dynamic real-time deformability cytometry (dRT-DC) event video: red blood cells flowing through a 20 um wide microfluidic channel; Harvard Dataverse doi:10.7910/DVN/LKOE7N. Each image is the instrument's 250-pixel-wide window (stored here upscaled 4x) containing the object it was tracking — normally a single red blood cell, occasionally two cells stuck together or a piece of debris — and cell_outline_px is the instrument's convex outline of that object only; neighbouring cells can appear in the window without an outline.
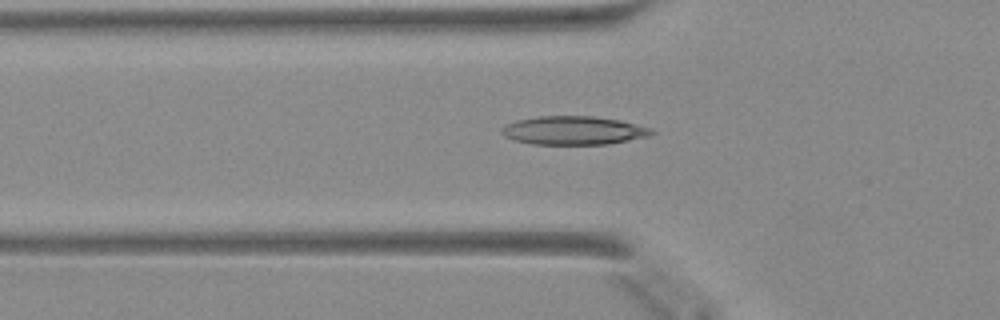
{"species": "Egyptian fruit bat (a non-hibernating species)", "species_latin": "Rousettus aegyptiacus", "temperature_condition": "warm", "stored_images_in_passage": 33, "camera_frame_rate_fps": 3000, "um_per_image_px": 0.085, "animal": {"sex": "female"}, "frame": {"image": 1, "passage_image": 2, "time_ms": 0.333, "image_size_px": [1000, 320], "cell_outline_px": [[656, 132], [648, 136], [608, 144], [532, 144], [512, 140], [504, 136], [500, 132], [500, 128], [504, 124], [516, 120], [540, 116], [592, 116], [620, 120], [648, 128]], "centroid_in_image_um": [48.67, 11.09], "position_along_channel_um": 77.1, "area_um2": 24.91}}
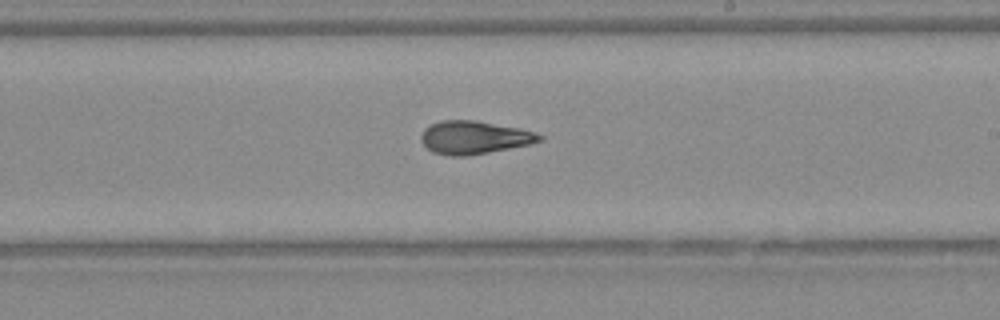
{"frame": {"image": 2, "passage_image": 14, "time_ms": 4.333, "image_size_px": [1000, 320], "cell_outline_px": [[544, 140], [528, 144], [468, 156], [448, 156], [432, 152], [420, 140], [420, 136], [424, 128], [440, 120], [476, 120], [520, 128], [544, 136]], "centroid_in_image_um": [40.27, 11.68], "position_along_channel_um": 248.7, "area_um2": 22.77}}
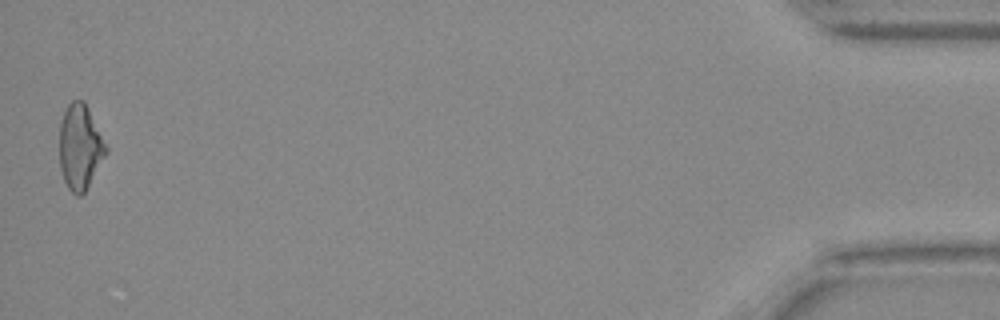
{"frame": {"image": 3, "passage_image": 33, "time_ms": 10.667, "image_size_px": [1000, 320], "cell_outline_px": [[108, 152], [84, 192], [80, 196], [76, 196], [68, 188], [64, 180], [60, 168], [60, 120], [68, 104], [72, 100], [84, 100], [108, 148]], "centroid_in_image_um": [6.8, 12.49], "position_along_channel_um": 428.4, "area_um2": 22.95}}